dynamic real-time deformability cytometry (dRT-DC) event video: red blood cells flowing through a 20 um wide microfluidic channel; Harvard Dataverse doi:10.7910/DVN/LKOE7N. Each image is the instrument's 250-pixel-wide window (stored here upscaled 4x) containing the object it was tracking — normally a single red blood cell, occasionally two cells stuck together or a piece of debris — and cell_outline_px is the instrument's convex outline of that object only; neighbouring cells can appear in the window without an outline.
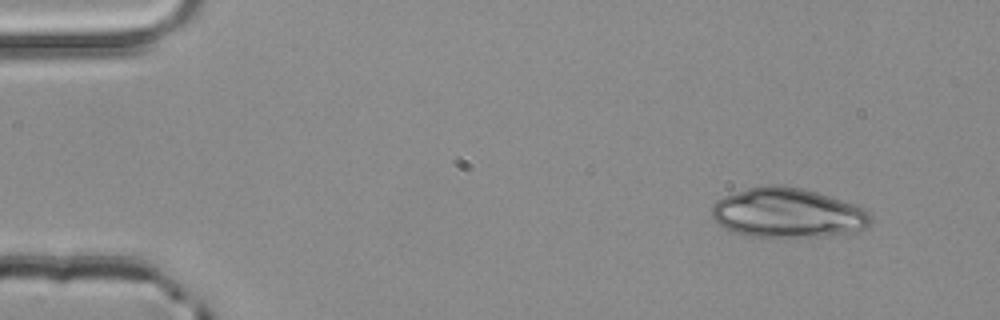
{"species": "common noctule bat (a hibernating species)", "species_latin": "Nyctalus noctula", "temperature_condition": "room temperature", "stored_images_in_passage": 3, "camera_frame_rate_fps": 3000, "um_per_image_px": 0.085, "animal": {"sex": "male", "body_mass_g": 20.4}, "frame": {"image": 1, "passage_image": 1, "time_ms": 0.0, "image_size_px": [1000, 320], "cell_outline_px": [[872, 224], [856, 232], [824, 236], [744, 236], [732, 232], [716, 224], [712, 220], [712, 204], [716, 200], [724, 196], [748, 188], [764, 184], [776, 184], [804, 188], [864, 208], [872, 216]], "centroid_in_image_um": [66.91, 18.1], "position_along_channel_um": 18.1, "area_um2": 46.18}}